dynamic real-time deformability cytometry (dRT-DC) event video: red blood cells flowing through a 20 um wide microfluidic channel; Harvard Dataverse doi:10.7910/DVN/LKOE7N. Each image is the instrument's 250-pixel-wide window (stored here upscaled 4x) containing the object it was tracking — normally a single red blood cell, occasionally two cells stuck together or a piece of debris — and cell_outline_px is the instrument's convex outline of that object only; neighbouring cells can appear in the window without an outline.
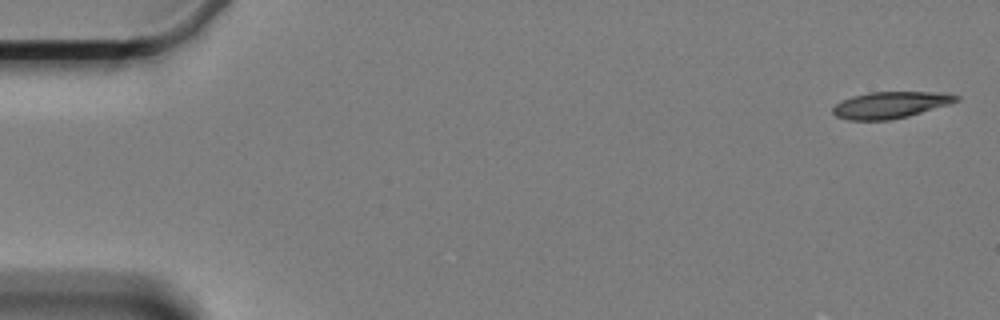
{"species": "Egyptian fruit bat (a non-hibernating species)", "species_latin": "Rousettus aegyptiacus", "temperature_condition": "cold", "stored_images_in_passage": 3, "camera_frame_rate_fps": 3000, "um_per_image_px": 0.085, "animal": {"sex": "female"}, "frame": {"image": 1, "passage_image": 1, "time_ms": 0.0, "image_size_px": [1000, 320], "cell_outline_px": [[960, 100], [948, 104], [908, 116], [888, 120], [848, 120], [836, 116], [832, 112], [832, 108], [840, 100], [852, 96], [868, 92], [944, 92], [960, 96]], "centroid_in_image_um": [75.66, 8.91], "position_along_channel_um": 9.3, "area_um2": 19.13}}